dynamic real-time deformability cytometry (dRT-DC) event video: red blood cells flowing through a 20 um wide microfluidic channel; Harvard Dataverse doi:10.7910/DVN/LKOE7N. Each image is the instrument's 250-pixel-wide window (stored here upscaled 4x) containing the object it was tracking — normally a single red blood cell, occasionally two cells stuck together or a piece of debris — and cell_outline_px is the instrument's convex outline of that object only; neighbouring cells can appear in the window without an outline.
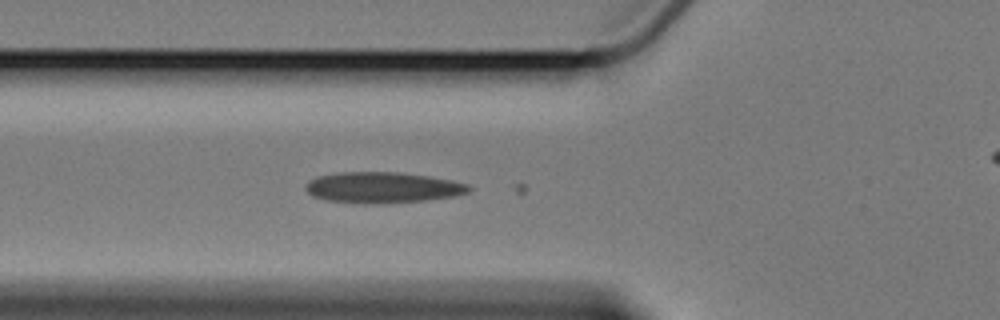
{"species": "Egyptian fruit bat (a non-hibernating species)", "species_latin": "Rousettus aegyptiacus", "temperature_condition": "cold", "stored_images_in_passage": 5, "segment_of_instrument_passage": [1, 2], "camera_frame_rate_fps": 3000, "um_per_image_px": 0.085, "animal": {"sex": "female"}, "frame": {"image": 1, "passage_image": 4, "time_ms": 3.667, "image_size_px": [1000, 320], "cell_outline_px": [[472, 188], [468, 192], [456, 196], [424, 200], [388, 204], [364, 204], [328, 200], [312, 196], [304, 188], [304, 184], [308, 180], [316, 176], [340, 172], [400, 172], [428, 176], [452, 180], [468, 184]], "centroid_in_image_um": [32.5, 15.94], "position_along_channel_um": 93.3, "area_um2": 29.77}}